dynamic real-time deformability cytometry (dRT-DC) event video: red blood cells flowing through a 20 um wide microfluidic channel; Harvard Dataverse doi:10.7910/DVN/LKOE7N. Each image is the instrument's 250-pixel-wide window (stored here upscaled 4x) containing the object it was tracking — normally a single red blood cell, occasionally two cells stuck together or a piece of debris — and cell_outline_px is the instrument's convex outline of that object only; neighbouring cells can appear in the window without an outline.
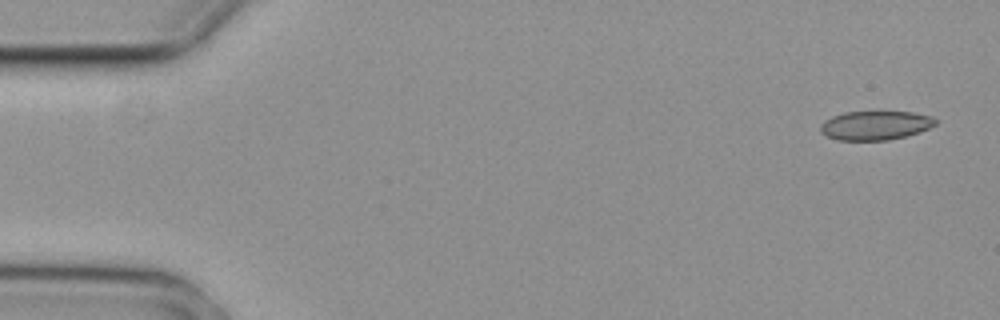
{"species": "common noctule bat (a hibernating species)", "species_latin": "Nyctalus noctula", "temperature_condition": "cold", "stored_images_in_passage": 10, "camera_frame_rate_fps": 3000, "um_per_image_px": 0.085, "animal": {"sex": "female", "body_mass_g": 29.2, "forearm_length_mm": 56.3}, "frame": {"image": 1, "passage_image": 1, "time_ms": 0.0, "image_size_px": [1000, 320], "cell_outline_px": [[936, 124], [920, 132], [888, 140], [840, 140], [828, 136], [820, 132], [820, 124], [824, 120], [832, 116], [844, 112], [912, 112], [932, 116], [936, 120]], "centroid_in_image_um": [74.39, 10.65], "position_along_channel_um": 10.6, "area_um2": 19.36}}
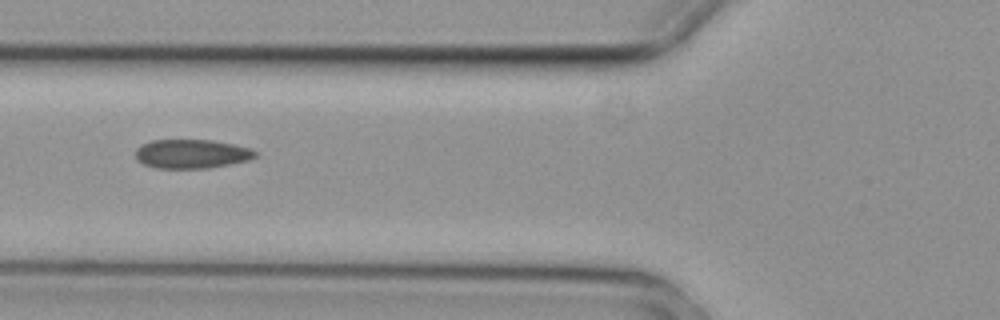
{"frame": {"image": 2, "passage_image": 6, "time_ms": 1.667, "image_size_px": [1000, 320], "cell_outline_px": [[256, 156], [248, 160], [208, 168], [156, 168], [144, 164], [136, 160], [136, 148], [140, 144], [152, 140], [212, 140], [232, 144], [248, 148], [256, 152]], "centroid_in_image_um": [16.23, 13.07], "position_along_channel_um": 109.6, "area_um2": 20.11}}
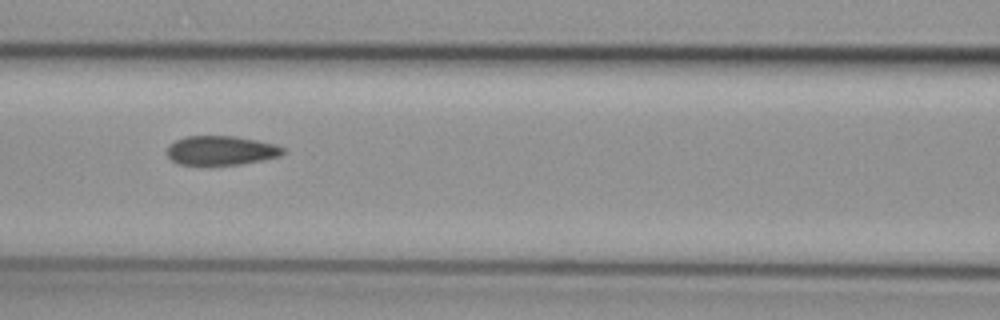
{"frame": {"image": 3, "passage_image": 7, "time_ms": 2.0, "image_size_px": [1000, 320], "cell_outline_px": [[284, 152], [280, 156], [264, 160], [240, 164], [212, 168], [200, 168], [176, 164], [168, 156], [168, 148], [176, 140], [184, 136], [236, 136], [276, 144], [284, 148]], "centroid_in_image_um": [18.76, 12.85], "position_along_channel_um": 147.8, "area_um2": 20.69}}